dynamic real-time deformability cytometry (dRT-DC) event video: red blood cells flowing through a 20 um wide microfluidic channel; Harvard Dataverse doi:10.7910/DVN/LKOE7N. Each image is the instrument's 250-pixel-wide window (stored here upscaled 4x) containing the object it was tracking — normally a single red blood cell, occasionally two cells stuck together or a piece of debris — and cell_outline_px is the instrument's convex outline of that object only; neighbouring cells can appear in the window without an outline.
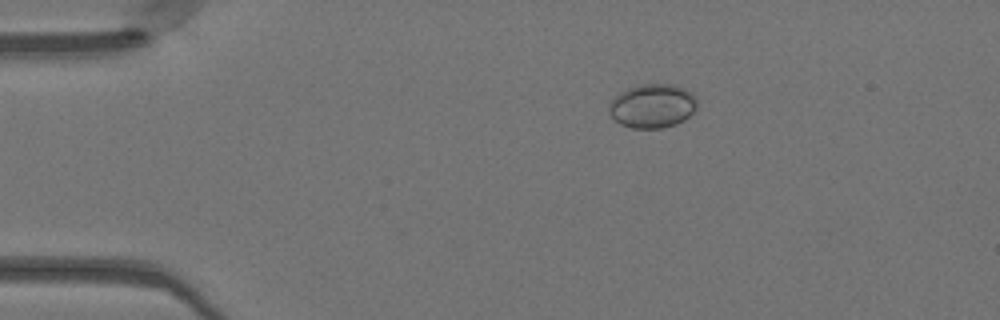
{"species": "Egyptian fruit bat (a non-hibernating species)", "species_latin": "Rousettus aegyptiacus", "temperature_condition": "warm", "stored_images_in_passage": 21, "camera_frame_rate_fps": 3000, "um_per_image_px": 0.085, "animal": {"sex": "female"}, "frame": {"image": 1, "passage_image": 2, "time_ms": 0.333, "image_size_px": [1000, 320], "cell_outline_px": [[696, 108], [684, 120], [676, 124], [660, 128], [632, 128], [620, 124], [608, 112], [608, 108], [612, 100], [620, 92], [636, 84], [672, 84], [684, 88], [692, 92], [696, 96]], "centroid_in_image_um": [55.46, 8.99], "position_along_channel_um": 29.5, "area_um2": 22.6}}
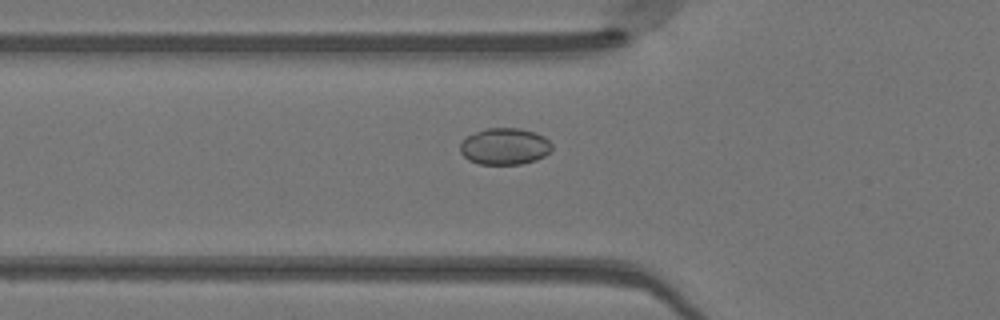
{"frame": {"image": 2, "passage_image": 10, "time_ms": 3.0, "image_size_px": [1000, 320], "cell_outline_px": [[552, 148], [544, 156], [536, 160], [520, 164], [480, 164], [468, 160], [460, 152], [460, 144], [468, 136], [476, 132], [488, 128], [520, 128], [536, 132], [544, 136], [552, 144]], "centroid_in_image_um": [42.91, 12.44], "position_along_channel_um": 82.9, "area_um2": 19.54}}